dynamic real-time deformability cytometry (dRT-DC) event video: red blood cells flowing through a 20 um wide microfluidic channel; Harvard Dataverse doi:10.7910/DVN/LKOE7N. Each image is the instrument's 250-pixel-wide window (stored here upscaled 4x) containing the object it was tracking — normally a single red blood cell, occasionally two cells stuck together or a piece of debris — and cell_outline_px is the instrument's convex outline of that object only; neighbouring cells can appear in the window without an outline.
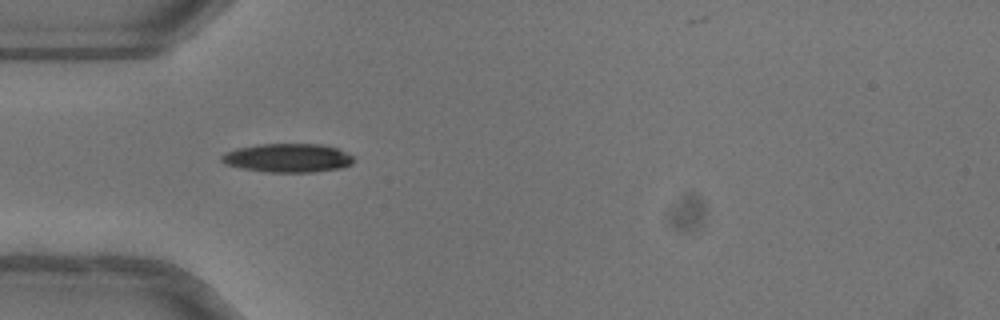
{"species": "common noctule bat (a hibernating species)", "species_latin": "Nyctalus noctula", "temperature_condition": "warm", "stored_images_in_passage": 37, "camera_frame_rate_fps": 3000, "um_per_image_px": 0.085, "animal": {"sex": "female"}, "frame": {"image": 1, "passage_image": 1, "time_ms": 0.0, "image_size_px": [1000, 320], "cell_outline_px": [[356, 160], [352, 164], [340, 168], [312, 172], [268, 172], [244, 168], [224, 164], [220, 160], [220, 156], [236, 148], [260, 144], [320, 144], [336, 148], [352, 156]], "centroid_in_image_um": [24.46, 13.42], "position_along_channel_um": 60.5, "area_um2": 21.96}, "authors_computed_cell_mechanics": {"area_um2": 22.0796, "velocity_mm_per_s": 4.045, "shape_relaxation_time_tau1_ms": 5.7614, "shape_relaxation_time_tau2_ms": 4.6322, "deformation_change_tau1": 0.1847, "deformation_change_tau2": 0.1094}}